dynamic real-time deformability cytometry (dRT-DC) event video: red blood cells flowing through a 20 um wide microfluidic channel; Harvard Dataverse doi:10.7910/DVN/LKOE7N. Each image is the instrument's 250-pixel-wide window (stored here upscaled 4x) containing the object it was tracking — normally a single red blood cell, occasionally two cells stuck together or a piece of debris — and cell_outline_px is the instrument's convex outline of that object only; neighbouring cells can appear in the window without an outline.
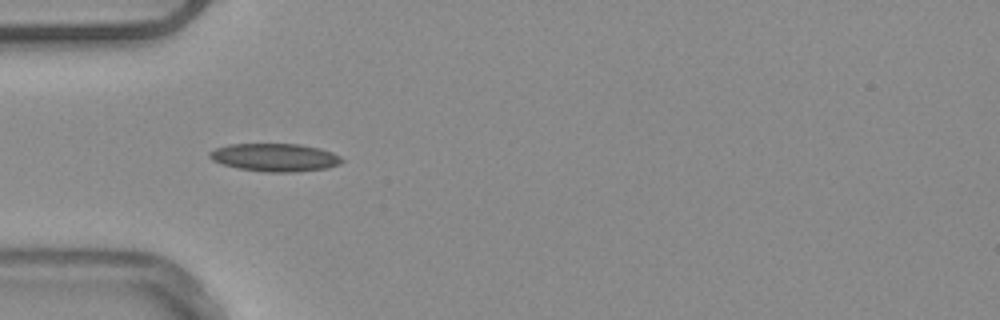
{"species": "common noctule bat (a hibernating species)", "species_latin": "Nyctalus noctula", "temperature_condition": "warm", "stored_images_in_passage": 51, "camera_frame_rate_fps": 3000, "um_per_image_px": 0.085, "animal": {"sex": "male", "body_mass_g": 20.4}, "frame": {"image": 1, "passage_image": 15, "time_ms": 4.667, "image_size_px": [1000, 320], "cell_outline_px": [[344, 160], [340, 164], [328, 168], [292, 172], [264, 172], [240, 168], [224, 164], [212, 160], [208, 156], [208, 152], [216, 148], [228, 144], [300, 144], [320, 148], [332, 152], [340, 156]], "centroid_in_image_um": [23.39, 13.37], "position_along_channel_um": 61.6, "area_um2": 21.56}}
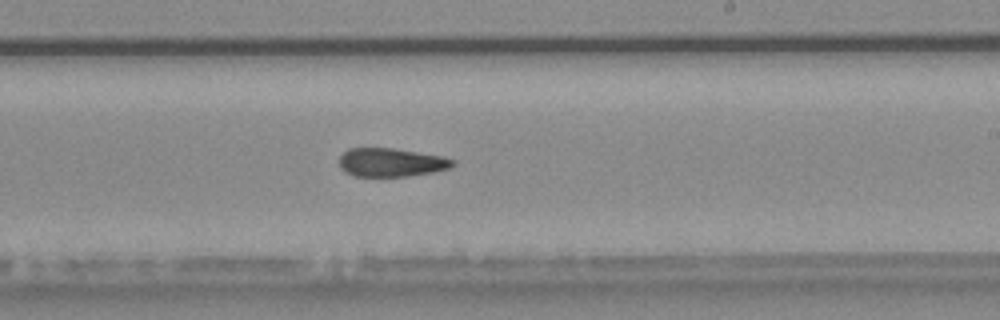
{"frame": {"image": 2, "passage_image": 30, "time_ms": 9.667, "image_size_px": [1000, 320], "cell_outline_px": [[456, 164], [448, 168], [432, 172], [408, 176], [352, 176], [344, 172], [340, 168], [340, 156], [348, 148], [392, 148], [444, 156], [456, 160]], "centroid_in_image_um": [33.25, 13.8], "position_along_channel_um": 255.8, "area_um2": 18.96}, "authors_computed_cell_mechanics": {"area_um2": 19.7098, "velocity_mm_per_s": 3.9127, "shape_relaxation_time_tau1_ms": null, "shape_relaxation_time_tau2_ms": 5.3028, "deformation_change_tau1": null, "deformation_change_tau2": 0.1565}}